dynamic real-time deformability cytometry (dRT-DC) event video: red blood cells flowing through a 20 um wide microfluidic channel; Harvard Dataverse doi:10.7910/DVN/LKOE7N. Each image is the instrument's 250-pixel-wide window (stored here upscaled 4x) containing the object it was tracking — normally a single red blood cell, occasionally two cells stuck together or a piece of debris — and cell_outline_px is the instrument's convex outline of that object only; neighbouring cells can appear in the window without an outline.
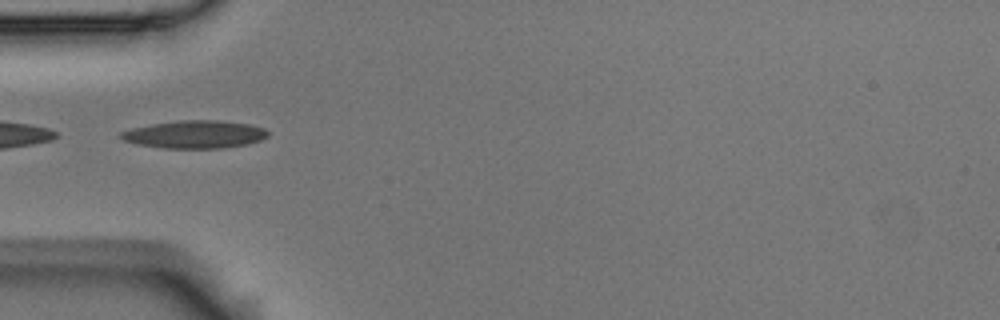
{"species": "Egyptian fruit bat (a non-hibernating species)", "species_latin": "Rousettus aegyptiacus", "temperature_condition": "room temperature", "stored_images_in_passage": 4, "camera_frame_rate_fps": 3000, "um_per_image_px": 0.085, "animal": {"sex": "male"}, "frame": {"image": 1, "passage_image": 2, "time_ms": 0.333, "image_size_px": [1000, 320], "cell_outline_px": [[268, 136], [260, 140], [248, 144], [224, 148], [164, 148], [136, 144], [120, 140], [120, 132], [132, 128], [152, 124], [180, 120], [216, 120], [248, 124], [264, 128], [268, 132]], "centroid_in_image_um": [16.53, 11.43], "position_along_channel_um": 68.5, "area_um2": 23.81}}
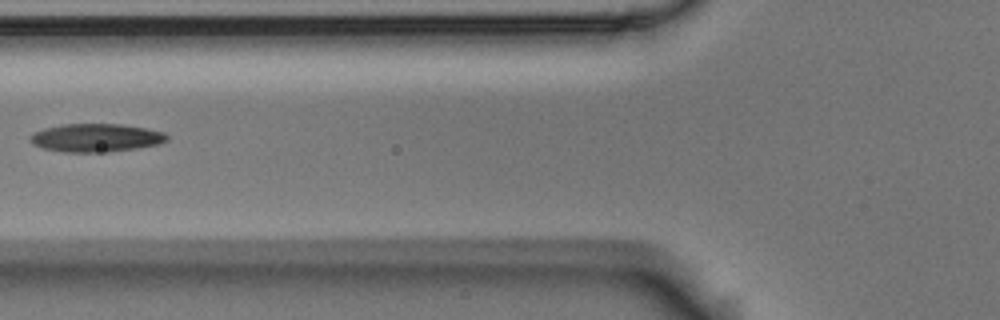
{"frame": {"image": 2, "passage_image": 3, "time_ms": 0.667, "image_size_px": [1000, 320], "cell_outline_px": [[168, 140], [160, 144], [136, 148], [108, 152], [64, 152], [40, 148], [32, 144], [32, 132], [44, 128], [64, 124], [120, 124], [148, 128], [164, 132], [168, 136]], "centroid_in_image_um": [8.18, 11.71], "position_along_channel_um": 117.6, "area_um2": 22.6}}
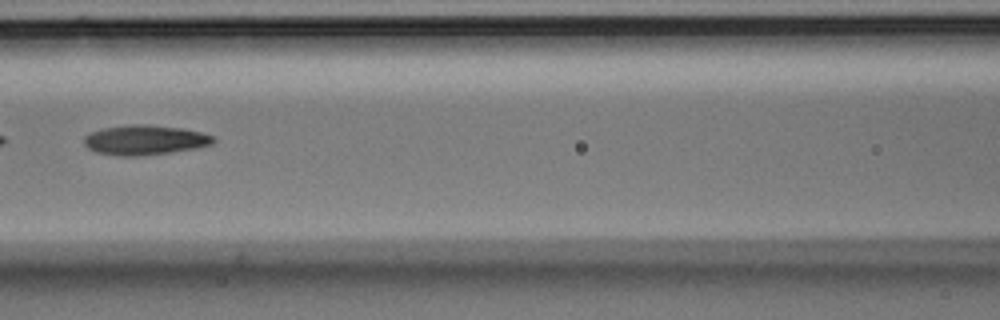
{"frame": {"image": 3, "passage_image": 4, "time_ms": 1.0, "image_size_px": [1000, 320], "cell_outline_px": [[216, 140], [212, 144], [196, 148], [172, 152], [140, 156], [120, 156], [96, 152], [88, 148], [84, 144], [84, 136], [88, 132], [100, 128], [132, 124], [148, 124], [184, 128], [200, 132], [212, 136]], "centroid_in_image_um": [12.28, 11.89], "position_along_channel_um": 154.3, "area_um2": 22.72}}